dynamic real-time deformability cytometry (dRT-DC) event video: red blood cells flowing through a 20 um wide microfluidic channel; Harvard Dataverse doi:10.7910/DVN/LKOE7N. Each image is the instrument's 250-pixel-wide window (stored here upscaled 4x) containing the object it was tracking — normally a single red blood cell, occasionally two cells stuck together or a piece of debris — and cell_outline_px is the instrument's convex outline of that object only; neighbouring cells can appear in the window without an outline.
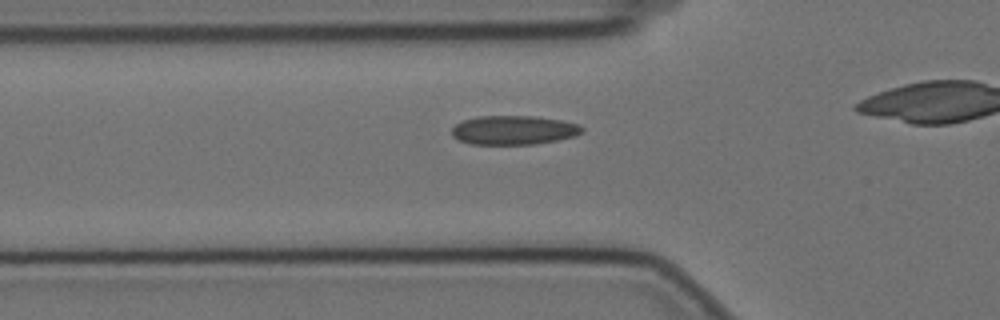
{"species": "Egyptian fruit bat (a non-hibernating species)", "species_latin": "Rousettus aegyptiacus", "temperature_condition": "cold", "stored_images_in_passage": 42, "camera_frame_rate_fps": 3000, "um_per_image_px": 0.085, "animal": {"sex": "female"}, "frame": {"image": 1, "passage_image": 15, "time_ms": 4.667, "image_size_px": [1000, 320], "cell_outline_px": [[584, 132], [576, 136], [536, 144], [472, 144], [460, 140], [452, 136], [452, 128], [456, 124], [464, 120], [476, 116], [536, 116], [560, 120], [580, 124], [584, 128]], "centroid_in_image_um": [43.7, 11.05], "position_along_channel_um": 82.1, "area_um2": 22.14}}
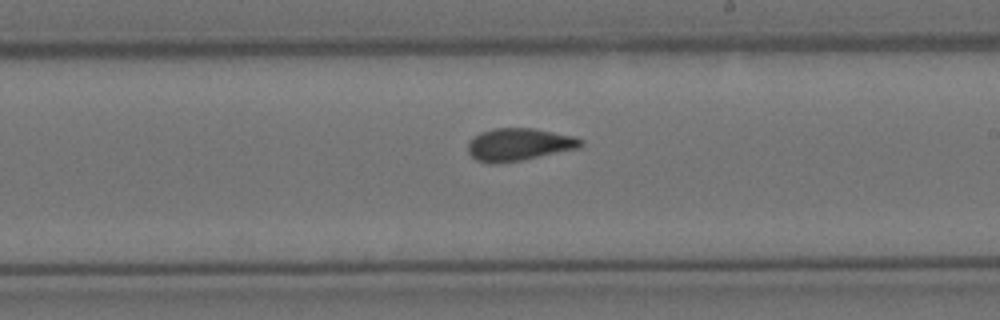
{"frame": {"image": 2, "passage_image": 29, "time_ms": 9.333, "image_size_px": [1000, 320], "cell_outline_px": [[584, 144], [580, 148], [520, 160], [496, 164], [492, 164], [476, 160], [468, 152], [468, 144], [480, 132], [492, 128], [532, 128], [576, 136], [584, 140]], "centroid_in_image_um": [44.15, 12.28], "position_along_channel_um": 244.9, "area_um2": 21.39}}
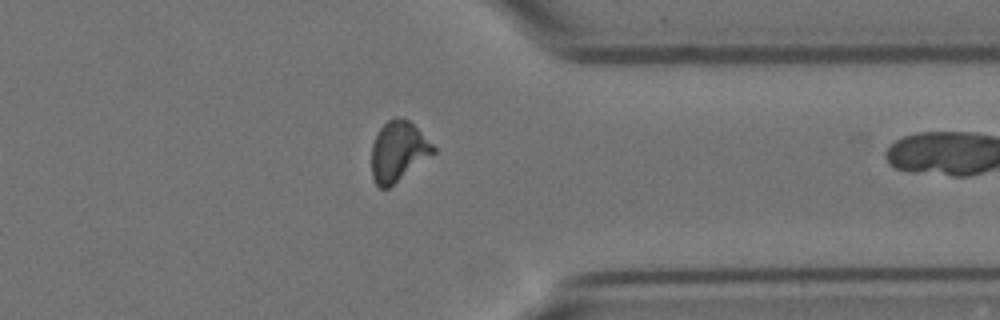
{"frame": {"image": 3, "passage_image": 41, "time_ms": 13.333, "image_size_px": [1000, 320], "cell_outline_px": [[436, 152], [388, 188], [380, 188], [376, 184], [372, 176], [372, 144], [380, 128], [388, 120], [396, 116], [408, 120], [436, 148]], "centroid_in_image_um": [33.84, 12.87], "position_along_channel_um": 377.6, "area_um2": 21.21}}